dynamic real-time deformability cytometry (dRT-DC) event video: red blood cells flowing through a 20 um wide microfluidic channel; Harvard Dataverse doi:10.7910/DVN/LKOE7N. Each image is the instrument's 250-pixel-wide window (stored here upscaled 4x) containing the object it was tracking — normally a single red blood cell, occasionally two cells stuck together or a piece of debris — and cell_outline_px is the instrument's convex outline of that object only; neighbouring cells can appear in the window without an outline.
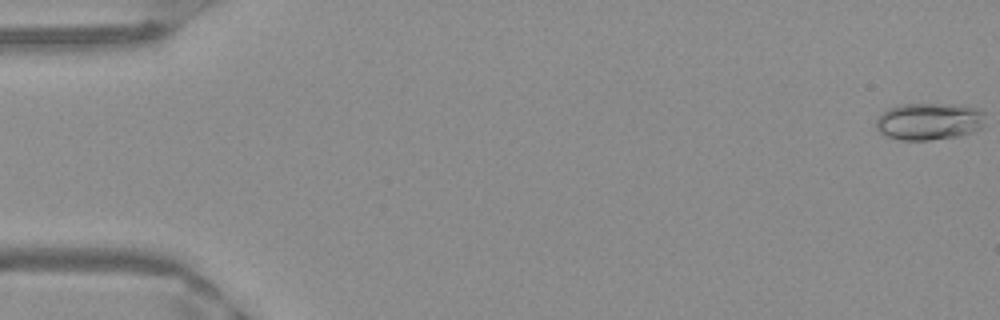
{"species": "Egyptian fruit bat (a non-hibernating species)", "species_latin": "Rousettus aegyptiacus", "temperature_condition": "warm", "stored_images_in_passage": 51, "camera_frame_rate_fps": 3000, "um_per_image_px": 0.085, "frame": {"image": 1, "passage_image": 1, "time_ms": 0.0, "image_size_px": [1000, 320], "cell_outline_px": [[984, 112], [980, 128], [972, 132], [956, 136], [928, 140], [900, 140], [888, 136], [880, 132], [876, 128], [876, 120], [888, 108], [900, 104], [944, 104], [972, 108]], "centroid_in_image_um": [78.9, 10.32], "position_along_channel_um": 6.1, "area_um2": 23.06}}
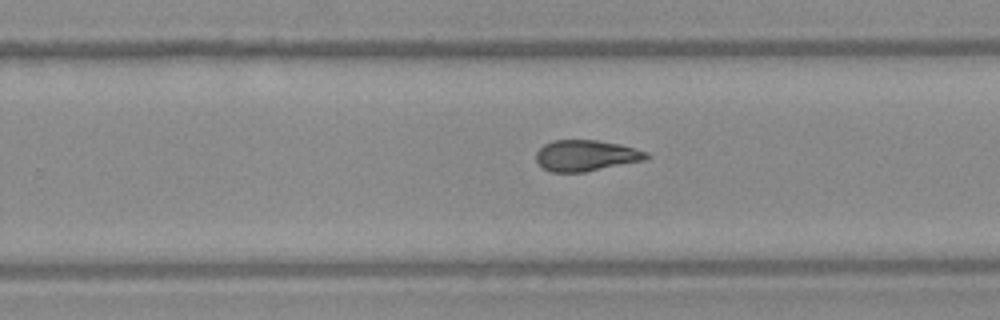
{"frame": {"image": 2, "passage_image": 33, "time_ms": 10.667, "image_size_px": [1000, 320], "cell_outline_px": [[652, 156], [644, 160], [584, 172], [552, 172], [544, 168], [536, 160], [536, 152], [544, 144], [552, 140], [596, 140], [620, 144], [648, 152]], "centroid_in_image_um": [49.82, 13.21], "position_along_channel_um": 280.0, "area_um2": 19.88}}
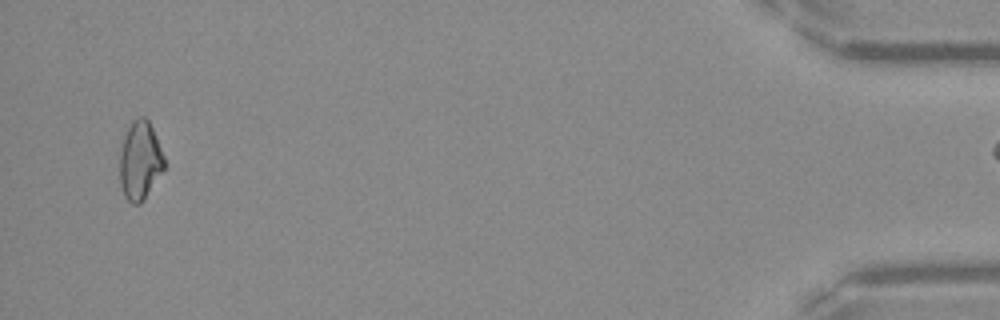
{"frame": {"image": 3, "passage_image": 50, "time_ms": 16.333, "image_size_px": [1000, 320], "cell_outline_px": [[168, 164], [140, 204], [132, 204], [124, 196], [120, 184], [120, 148], [124, 136], [132, 120], [136, 116], [144, 116], [148, 120], [152, 128]], "centroid_in_image_um": [11.91, 13.64], "position_along_channel_um": 423.3, "area_um2": 20.58}}